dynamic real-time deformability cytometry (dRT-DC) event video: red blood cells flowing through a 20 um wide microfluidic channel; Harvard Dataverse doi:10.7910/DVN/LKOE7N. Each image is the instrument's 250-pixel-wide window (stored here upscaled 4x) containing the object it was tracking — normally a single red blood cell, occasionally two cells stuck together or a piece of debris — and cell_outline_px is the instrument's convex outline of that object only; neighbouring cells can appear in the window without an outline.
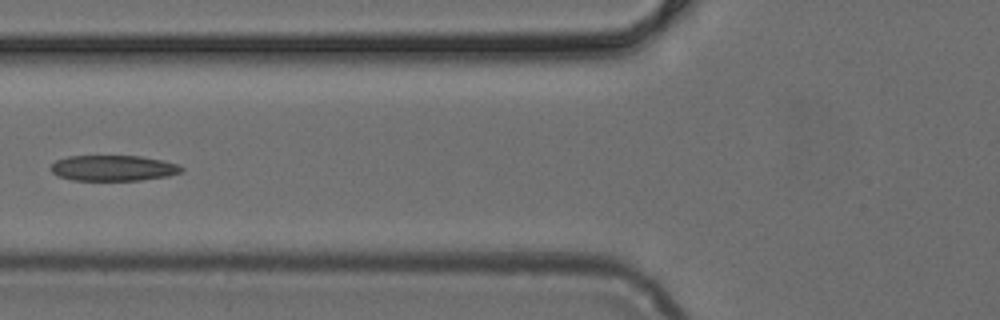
{"species": "common noctule bat (a hibernating species)", "species_latin": "Nyctalus noctula", "temperature_condition": "cold", "stored_images_in_passage": 6, "camera_frame_rate_fps": 3000, "um_per_image_px": 0.085, "animal": {"sex": "female", "body_mass_g": 24.6, "forearm_length_mm": 56.2}, "frame": {"image": 1, "passage_image": 5, "time_ms": 1.333, "image_size_px": [1000, 320], "cell_outline_px": [[184, 172], [168, 176], [140, 180], [72, 180], [56, 176], [52, 172], [52, 164], [56, 160], [68, 156], [140, 156], [180, 164], [184, 168]], "centroid_in_image_um": [9.65, 14.29], "position_along_channel_um": 116.1, "area_um2": 19.59}}
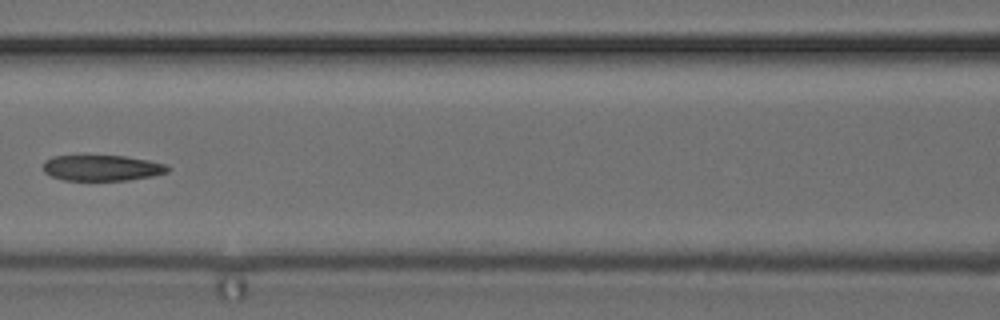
{"frame": {"image": 2, "passage_image": 6, "time_ms": 1.667, "image_size_px": [1000, 320], "cell_outline_px": [[172, 168], [168, 172], [152, 176], [128, 180], [64, 180], [52, 176], [44, 172], [44, 160], [52, 156], [124, 156], [148, 160], [168, 164]], "centroid_in_image_um": [8.71, 14.27], "position_along_channel_um": 157.9, "area_um2": 18.73}}